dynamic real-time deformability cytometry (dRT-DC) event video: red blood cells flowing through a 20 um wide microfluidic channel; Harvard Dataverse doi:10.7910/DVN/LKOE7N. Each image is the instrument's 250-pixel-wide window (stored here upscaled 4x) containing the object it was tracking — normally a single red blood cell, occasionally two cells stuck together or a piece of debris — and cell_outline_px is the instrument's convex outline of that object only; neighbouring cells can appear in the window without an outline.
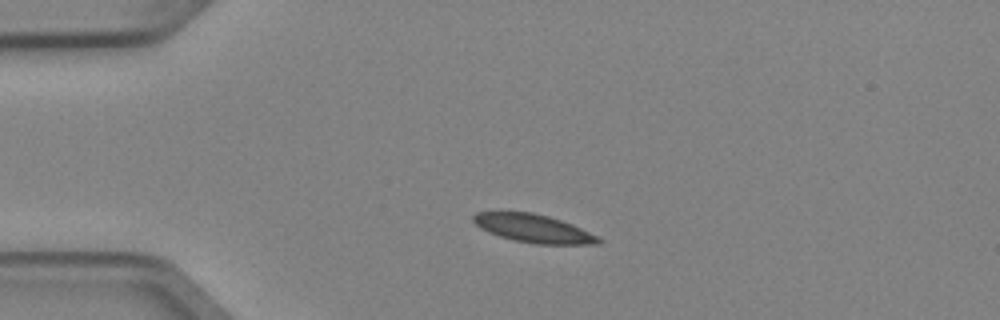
{"species": "Egyptian fruit bat (a non-hibernating species)", "species_latin": "Rousettus aegyptiacus", "temperature_condition": "cold", "stored_images_in_passage": 3, "camera_frame_rate_fps": 3000, "um_per_image_px": 0.085, "animal": {"sex": "female"}, "frame": {"image": 1, "passage_image": 1, "time_ms": 0.0, "image_size_px": [1000, 320], "cell_outline_px": [[604, 240], [600, 244], [536, 244], [516, 240], [500, 236], [488, 232], [480, 228], [472, 220], [472, 216], [476, 212], [532, 212], [548, 216], [572, 224]], "centroid_in_image_um": [45.33, 19.41], "position_along_channel_um": 39.7, "area_um2": 20.35}}
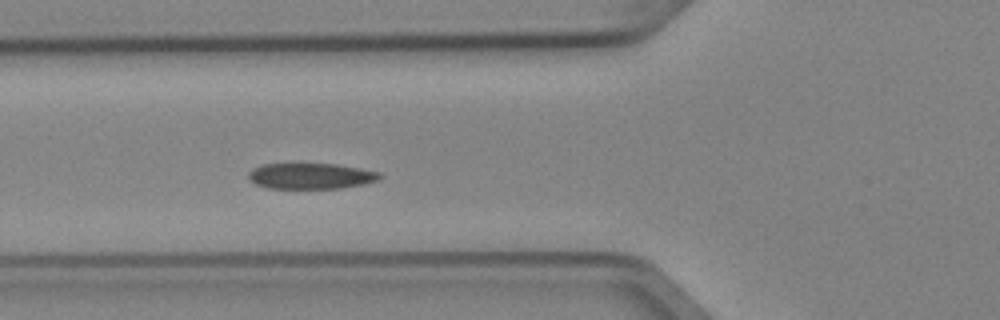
{"frame": {"image": 2, "passage_image": 3, "time_ms": 0.667, "image_size_px": [1000, 320], "cell_outline_px": [[384, 176], [376, 180], [364, 184], [340, 188], [268, 188], [256, 184], [248, 180], [248, 172], [252, 168], [264, 164], [336, 164], [360, 168], [380, 172]], "centroid_in_image_um": [26.41, 14.96], "position_along_channel_um": 99.4, "area_um2": 19.77}}